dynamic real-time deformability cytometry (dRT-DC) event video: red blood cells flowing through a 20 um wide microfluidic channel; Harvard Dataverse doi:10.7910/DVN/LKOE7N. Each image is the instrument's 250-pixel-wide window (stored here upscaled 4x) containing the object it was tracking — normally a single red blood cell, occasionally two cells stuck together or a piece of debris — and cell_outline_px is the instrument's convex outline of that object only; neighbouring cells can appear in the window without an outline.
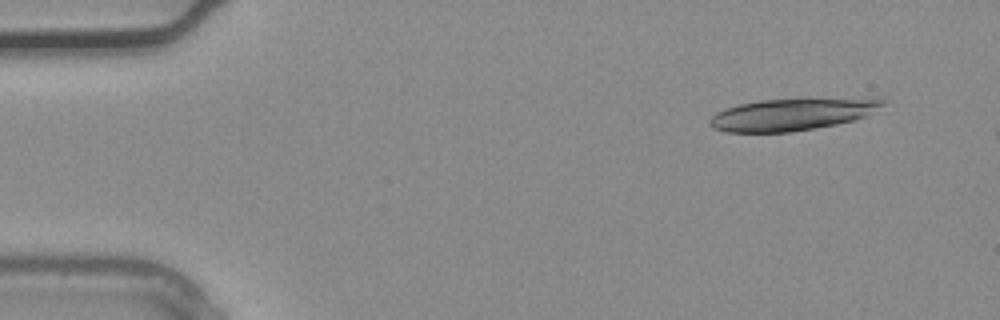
{"species": "common noctule bat (a hibernating species)", "species_latin": "Nyctalus noctula", "temperature_condition": "warm", "stored_images_in_passage": 5, "camera_frame_rate_fps": 3000, "um_per_image_px": 0.085, "animal": {"sex": "male", "body_mass_g": 20.4}, "frame": {"image": 1, "passage_image": 1, "time_ms": 0.0, "image_size_px": [1000, 320], "cell_outline_px": [[888, 100], [884, 104], [864, 116], [852, 120], [836, 124], [816, 128], [792, 132], [728, 132], [712, 128], [708, 124], [708, 120], [716, 112], [724, 108], [740, 104], [760, 100], [872, 96], [880, 96]], "centroid_in_image_um": [67.4, 9.68], "position_along_channel_um": 17.6, "area_um2": 33.06}}
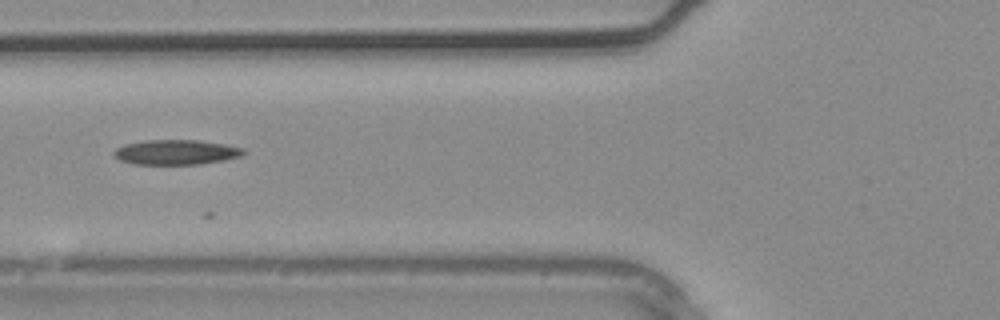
{"frame": {"image": 2, "passage_image": 5, "time_ms": 1.333, "image_size_px": [1000, 320], "cell_outline_px": [[244, 152], [240, 156], [224, 160], [196, 164], [136, 164], [120, 160], [112, 152], [116, 148], [124, 144], [144, 140], [196, 140], [224, 144], [244, 148]], "centroid_in_image_um": [14.94, 12.93], "position_along_channel_um": 110.9, "area_um2": 18.61}}